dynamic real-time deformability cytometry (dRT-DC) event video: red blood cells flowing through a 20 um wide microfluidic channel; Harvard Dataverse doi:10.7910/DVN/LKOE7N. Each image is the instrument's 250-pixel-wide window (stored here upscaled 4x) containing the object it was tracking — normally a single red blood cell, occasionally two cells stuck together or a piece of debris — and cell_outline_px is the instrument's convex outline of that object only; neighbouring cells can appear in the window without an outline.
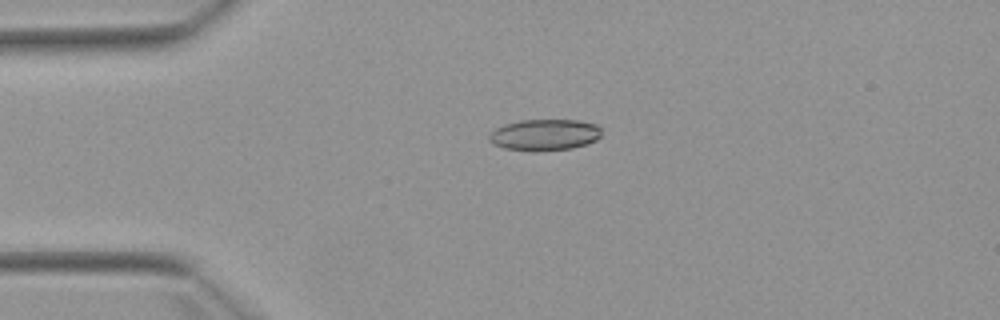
{"species": "Egyptian fruit bat (a non-hibernating species)", "species_latin": "Rousettus aegyptiacus", "temperature_condition": "warm", "stored_images_in_passage": 5, "camera_frame_rate_fps": 3000, "um_per_image_px": 0.085, "animal": {"sex": "female"}, "frame": {"image": 1, "passage_image": 2, "time_ms": 1.0, "image_size_px": [1000, 320], "cell_outline_px": [[600, 136], [596, 140], [588, 144], [572, 148], [504, 148], [492, 144], [488, 140], [488, 136], [496, 128], [504, 124], [520, 120], [576, 120], [596, 124], [600, 128]], "centroid_in_image_um": [46.3, 11.41], "position_along_channel_um": 38.7, "area_um2": 19.71}}
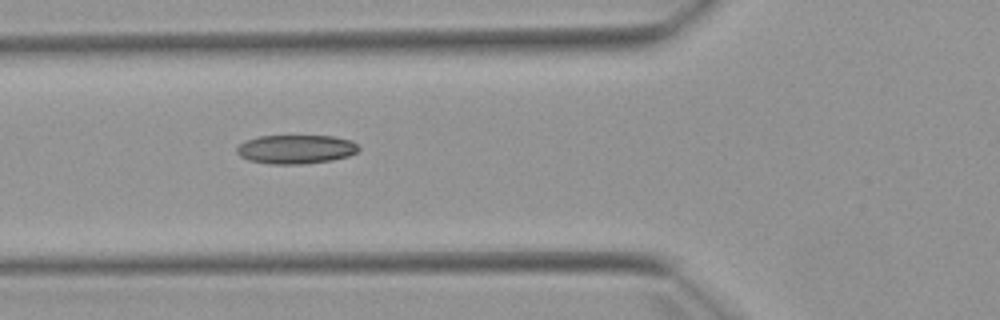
{"frame": {"image": 2, "passage_image": 4, "time_ms": 3.333, "image_size_px": [1000, 320], "cell_outline_px": [[360, 148], [356, 152], [348, 156], [332, 160], [304, 164], [272, 164], [248, 160], [240, 156], [236, 152], [236, 148], [244, 140], [260, 136], [332, 136], [352, 140]], "centroid_in_image_um": [25.14, 12.68], "position_along_channel_um": 100.7, "area_um2": 20.58}}
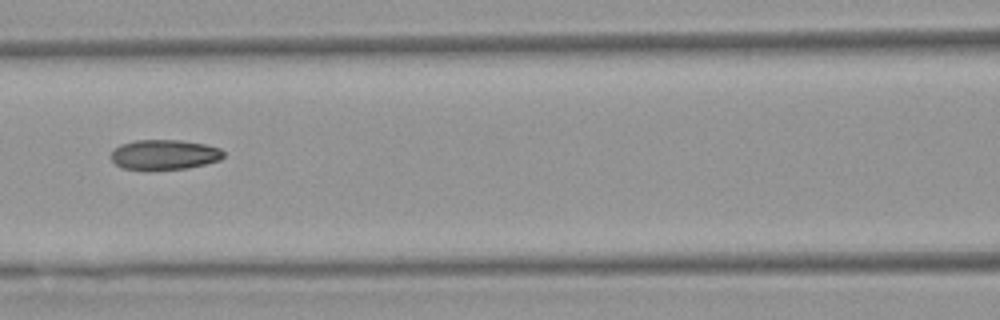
{"frame": {"image": 3, "passage_image": 5, "time_ms": 4.667, "image_size_px": [1000, 320], "cell_outline_px": [[224, 156], [220, 160], [188, 168], [144, 172], [120, 168], [112, 160], [112, 152], [120, 144], [136, 140], [180, 140], [204, 144], [220, 148], [224, 152]], "centroid_in_image_um": [13.94, 13.18], "position_along_channel_um": 152.7, "area_um2": 20.17}}